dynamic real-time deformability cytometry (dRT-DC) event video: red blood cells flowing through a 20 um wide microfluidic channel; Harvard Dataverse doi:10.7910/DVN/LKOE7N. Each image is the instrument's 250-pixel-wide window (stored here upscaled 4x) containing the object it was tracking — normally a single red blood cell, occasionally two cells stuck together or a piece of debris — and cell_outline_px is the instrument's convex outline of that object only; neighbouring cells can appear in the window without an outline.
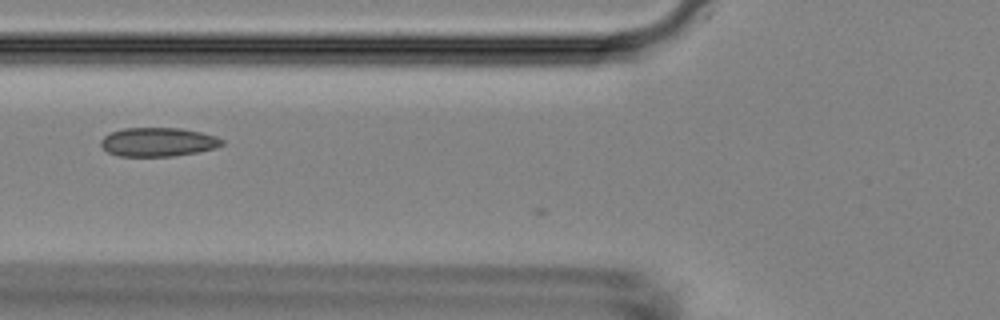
{"species": "Egyptian fruit bat (a non-hibernating species)", "species_latin": "Rousettus aegyptiacus", "temperature_condition": "room temperature", "stored_images_in_passage": 8, "camera_frame_rate_fps": 3000, "um_per_image_px": 0.085, "animal": {"sex": "female"}, "frame": {"image": 1, "passage_image": 5, "time_ms": 1.333, "image_size_px": [1000, 320], "cell_outline_px": [[224, 144], [216, 148], [196, 152], [172, 156], [120, 156], [108, 152], [100, 144], [100, 140], [104, 136], [112, 132], [124, 128], [180, 128], [200, 132], [216, 136], [224, 140]], "centroid_in_image_um": [13.45, 12.07], "position_along_channel_um": 112.4, "area_um2": 20.29}}